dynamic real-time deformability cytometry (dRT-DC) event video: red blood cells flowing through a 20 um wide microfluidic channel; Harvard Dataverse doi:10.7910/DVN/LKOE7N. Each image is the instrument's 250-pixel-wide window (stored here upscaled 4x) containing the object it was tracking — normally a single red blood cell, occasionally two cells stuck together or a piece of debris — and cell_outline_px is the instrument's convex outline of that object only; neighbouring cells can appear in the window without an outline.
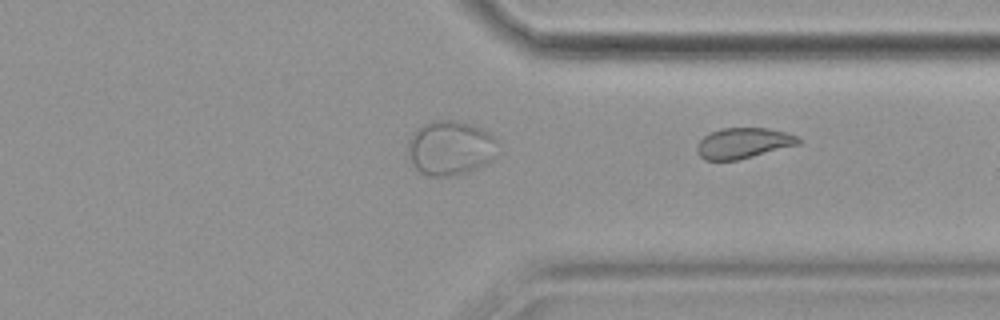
{"species": "common noctule bat (a hibernating species)", "species_latin": "Nyctalus noctula", "temperature_condition": "cold", "stored_images_in_passage": 41, "camera_frame_rate_fps": 3000, "um_per_image_px": 0.085, "animal": {"sex": "female", "body_mass_g": 19.9}, "frame": {"image": 1, "passage_image": 41, "time_ms": 13.333, "image_size_px": [1000, 320], "cell_outline_px": [[800, 144], [736, 160], [704, 160], [696, 152], [696, 144], [704, 136], [720, 128], [768, 128], [784, 132], [796, 136], [800, 140]], "centroid_in_image_um": [63.13, 12.16], "position_along_channel_um": 348.3, "area_um2": 17.92}}